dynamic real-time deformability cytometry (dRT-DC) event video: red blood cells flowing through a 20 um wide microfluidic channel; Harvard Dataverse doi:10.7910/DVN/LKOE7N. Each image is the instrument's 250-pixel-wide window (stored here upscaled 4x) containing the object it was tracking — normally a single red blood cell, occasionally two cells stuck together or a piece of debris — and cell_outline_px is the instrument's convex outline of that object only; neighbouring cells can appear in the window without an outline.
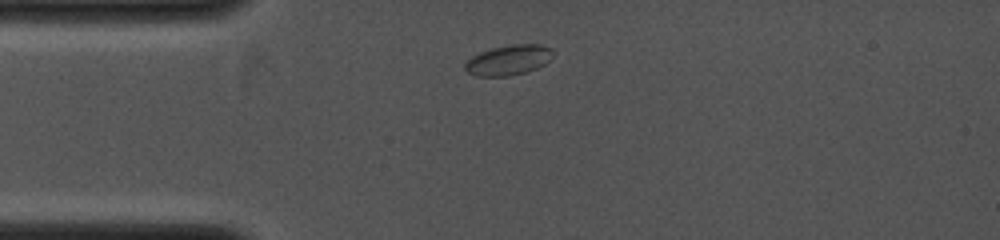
{"species": "common noctule bat (a hibernating species)", "species_latin": "Nyctalus noctula", "temperature_condition": "cold", "stored_images_in_passage": 3, "camera_frame_rate_fps": 4000, "um_per_image_px": 0.085, "animal": {"sex": "female", "body_mass_g": 19.0, "forearm_length_mm": 53.3}, "frame": {"image": 1, "passage_image": 1, "time_ms": 0.0, "image_size_px": [1000, 240], "cell_outline_px": [[556, 52], [544, 64], [536, 68], [524, 72], [508, 76], [476, 76], [468, 72], [464, 68], [464, 64], [472, 56], [480, 52], [492, 48], [512, 44], [540, 44], [552, 48]], "centroid_in_image_um": [43.24, 5.09], "position_along_channel_um": 41.8, "area_um2": 15.43}}
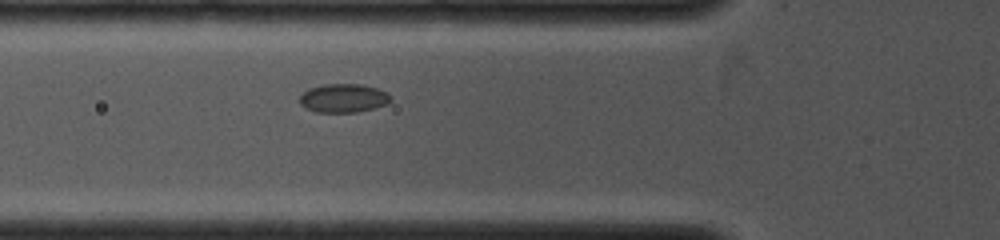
{"frame": {"image": 2, "passage_image": 3, "time_ms": 1.5, "image_size_px": [1000, 240], "cell_outline_px": [[392, 100], [388, 104], [356, 112], [316, 112], [300, 104], [300, 96], [308, 88], [324, 84], [360, 84], [376, 88], [384, 92]], "centroid_in_image_um": [29.17, 8.34], "position_along_channel_um": 96.6, "area_um2": 14.97}}